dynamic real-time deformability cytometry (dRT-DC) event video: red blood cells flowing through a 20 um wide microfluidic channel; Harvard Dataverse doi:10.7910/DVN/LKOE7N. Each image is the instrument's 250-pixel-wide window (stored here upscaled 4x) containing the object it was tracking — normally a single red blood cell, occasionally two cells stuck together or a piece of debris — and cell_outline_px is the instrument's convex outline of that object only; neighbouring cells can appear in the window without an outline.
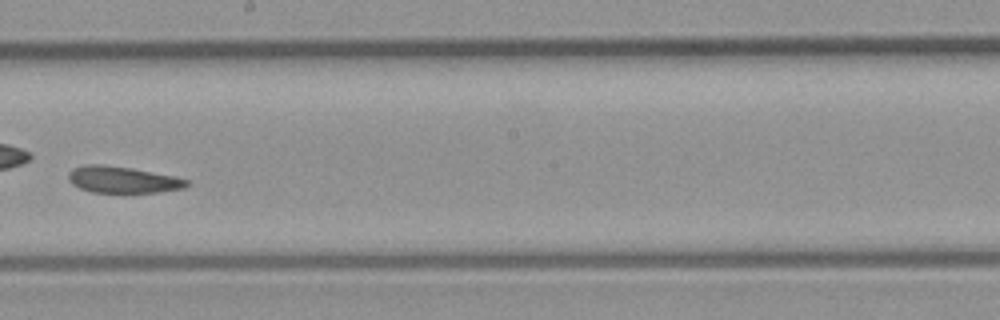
{"species": "common noctule bat (a hibernating species)", "species_latin": "Nyctalus noctula", "temperature_condition": "room temperature", "stored_images_in_passage": 39, "camera_frame_rate_fps": 3000, "um_per_image_px": 0.085, "animal": {"sex": "male", "body_mass_g": 23.1, "forearm_length_mm": 52.7}, "frame": {"image": 1, "passage_image": 22, "time_ms": 7.0, "image_size_px": [1000, 320], "cell_outline_px": [[188, 184], [184, 188], [160, 192], [92, 192], [80, 188], [72, 184], [68, 180], [68, 172], [72, 168], [88, 164], [100, 164], [132, 168], [176, 176], [188, 180]], "centroid_in_image_um": [10.41, 15.26], "position_along_channel_um": 237.8, "area_um2": 18.32}}